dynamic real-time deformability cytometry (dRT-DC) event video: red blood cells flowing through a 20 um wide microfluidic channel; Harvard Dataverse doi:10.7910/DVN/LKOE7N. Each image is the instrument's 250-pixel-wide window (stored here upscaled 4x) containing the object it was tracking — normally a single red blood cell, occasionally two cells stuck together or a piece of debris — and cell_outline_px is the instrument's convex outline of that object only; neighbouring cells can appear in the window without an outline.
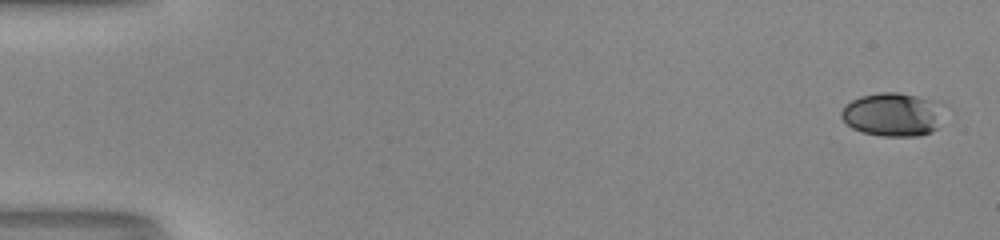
{"species": "human", "species_latin": "Homo sapiens", "temperature_condition": "room temperature", "stored_images_in_passage": 51, "camera_frame_rate_fps": 3000, "um_per_image_px": 0.085, "donor": {"sex": "male"}, "frame": {"image": 1, "passage_image": 1, "time_ms": 0.0, "image_size_px": [1000, 240], "cell_outline_px": [[936, 128], [932, 132], [920, 136], [884, 136], [864, 132], [852, 128], [840, 116], [840, 112], [844, 104], [860, 96], [880, 92], [900, 92], [916, 96], [928, 100], [932, 112]], "centroid_in_image_um": [75.63, 9.74], "position_along_channel_um": 9.4, "area_um2": 24.51}}
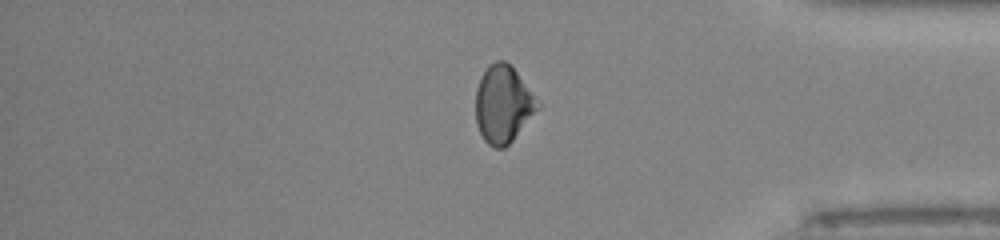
{"frame": {"image": 2, "passage_image": 43, "time_ms": 14.0, "image_size_px": [1000, 240], "cell_outline_px": [[540, 108], [512, 140], [504, 148], [496, 148], [488, 144], [484, 140], [476, 124], [476, 88], [480, 76], [488, 64], [496, 60], [504, 60], [516, 72], [540, 104]], "centroid_in_image_um": [42.73, 8.86], "position_along_channel_um": 392.5, "area_um2": 27.69}}
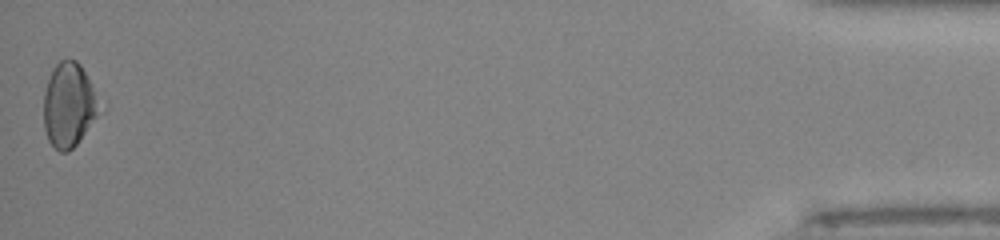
{"frame": {"image": 3, "passage_image": 51, "time_ms": 16.667, "image_size_px": [1000, 240], "cell_outline_px": [[100, 108], [96, 116], [76, 144], [68, 152], [60, 152], [48, 140], [44, 128], [44, 92], [52, 68], [60, 60], [76, 60], [80, 64], [100, 104]], "centroid_in_image_um": [5.81, 8.93], "position_along_channel_um": 429.4, "area_um2": 26.7}, "authors_computed_cell_mechanics": {"area_um2": 26.877, "velocity_mm_per_s": 4.1608, "shape_relaxation_time_tau1_ms": null, "shape_relaxation_time_tau2_ms": 3.5652, "deformation_change_tau1": null, "deformation_change_tau2": 0.0807}}